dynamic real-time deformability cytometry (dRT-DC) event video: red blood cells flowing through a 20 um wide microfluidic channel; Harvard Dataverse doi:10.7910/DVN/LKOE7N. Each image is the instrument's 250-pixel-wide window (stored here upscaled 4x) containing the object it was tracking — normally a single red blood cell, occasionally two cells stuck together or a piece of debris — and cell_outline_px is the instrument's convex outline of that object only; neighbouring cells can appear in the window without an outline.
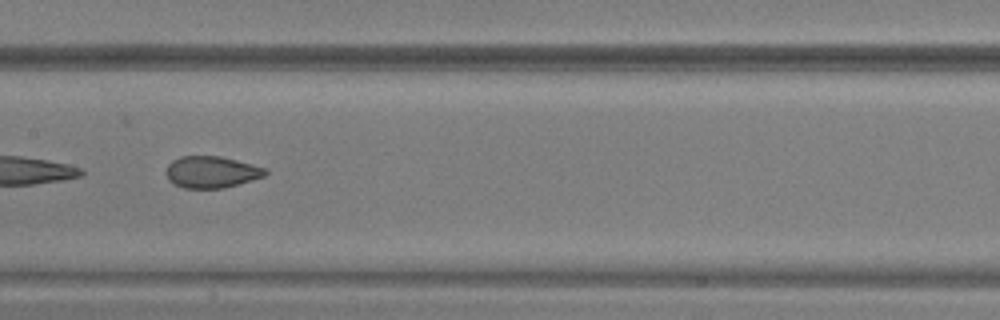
{"species": "common noctule bat (a hibernating species)", "species_latin": "Nyctalus noctula", "temperature_condition": "warm", "stored_images_in_passage": 15, "camera_frame_rate_fps": 3000, "um_per_image_px": 0.085, "animal": {"sex": "male", "body_mass_g": 20.5, "forearm_length_mm": 52.5}, "frame": {"image": 1, "passage_image": 9, "time_ms": 2.667, "image_size_px": [1000, 320], "cell_outline_px": [[268, 172], [264, 176], [252, 180], [224, 188], [184, 188], [168, 180], [164, 172], [168, 164], [172, 160], [180, 156], [220, 156], [268, 168]], "centroid_in_image_um": [17.96, 14.61], "position_along_channel_um": 189.4, "area_um2": 18.44}}